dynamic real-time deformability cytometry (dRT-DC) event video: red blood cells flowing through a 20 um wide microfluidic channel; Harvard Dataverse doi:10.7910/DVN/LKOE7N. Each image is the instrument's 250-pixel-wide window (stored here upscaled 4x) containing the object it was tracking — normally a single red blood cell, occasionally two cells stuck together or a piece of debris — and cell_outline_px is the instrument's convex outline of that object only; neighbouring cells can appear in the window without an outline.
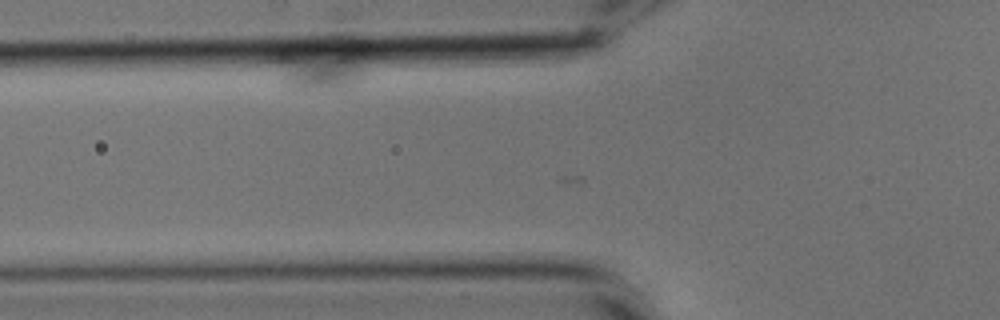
{"species": "common noctule bat (a hibernating species)", "species_latin": "Nyctalus noctula", "temperature_condition": "cold", "stored_images_in_passage": 7, "camera_frame_rate_fps": 3000, "um_per_image_px": 0.085, "animal": {"sex": "male", "body_mass_g": 15.6}, "frame": {"image": 1, "passage_image": 2, "time_ms": 0.333, "image_size_px": [1000, 320], "cell_outline_px": [[396, 56], [332, 76], [288, 64], [280, 60], [280, 56], [364, 52]], "centroid_in_image_um": [28.39, 5.24], "position_along_channel_um": 97.4, "area_um2": 11.1}}